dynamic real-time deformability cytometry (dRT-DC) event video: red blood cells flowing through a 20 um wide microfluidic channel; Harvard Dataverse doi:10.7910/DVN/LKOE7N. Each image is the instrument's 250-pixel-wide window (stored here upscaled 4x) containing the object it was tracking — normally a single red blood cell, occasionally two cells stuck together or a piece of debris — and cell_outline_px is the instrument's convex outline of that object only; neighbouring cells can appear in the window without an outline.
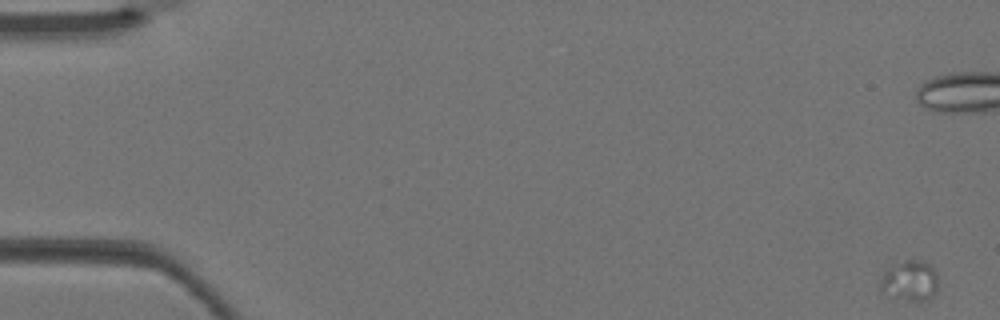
{"species": "Egyptian fruit bat (a non-hibernating species)", "species_latin": "Rousettus aegyptiacus", "temperature_condition": "warm", "stored_images_in_passage": 8, "camera_frame_rate_fps": 3000, "um_per_image_px": 0.085, "animal": {"sex": "female"}, "frame": {"image": 1, "passage_image": 1, "time_ms": 0.0, "image_size_px": [1000, 320], "cell_outline_px": [[936, 292], [928, 300], [892, 300], [884, 296], [880, 292], [880, 280], [884, 272], [888, 268], [904, 260], [924, 260], [932, 264], [936, 272]], "centroid_in_image_um": [77.29, 23.89], "position_along_channel_um": 7.7, "area_um2": 14.1}}
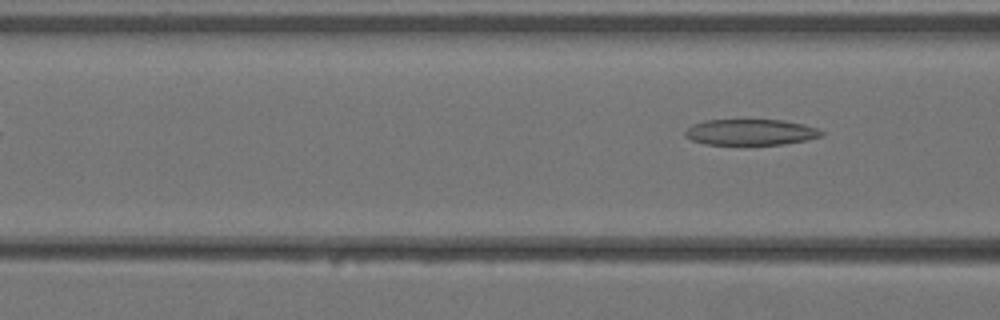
{"frame": {"image": 2, "passage_image": 8, "time_ms": 2.333, "image_size_px": [1000, 320], "cell_outline_px": [[824, 136], [808, 140], [784, 144], [704, 144], [692, 140], [684, 136], [684, 132], [692, 124], [704, 120], [784, 120], [804, 124], [816, 128], [824, 132]], "centroid_in_image_um": [63.82, 11.23], "position_along_channel_um": 102.8, "area_um2": 20.69}}